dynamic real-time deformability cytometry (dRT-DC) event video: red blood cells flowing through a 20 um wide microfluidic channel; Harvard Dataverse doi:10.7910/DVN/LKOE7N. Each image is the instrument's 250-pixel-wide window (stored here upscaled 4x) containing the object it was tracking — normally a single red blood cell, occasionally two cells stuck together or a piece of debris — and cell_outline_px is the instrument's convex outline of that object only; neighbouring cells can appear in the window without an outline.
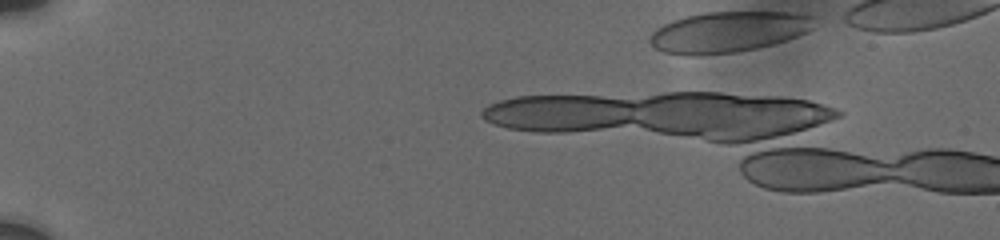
{"species": "human", "species_latin": "Homo sapiens", "temperature_condition": "cold", "stored_images_in_passage": 5, "camera_frame_rate_fps": 3000, "um_per_image_px": 0.085, "donor": {"sex": "male"}, "frame": {"image": 1, "passage_image": 1, "time_ms": 0.0, "image_size_px": [1000, 240], "cell_outline_px": [[812, 28], [808, 32], [772, 44], [756, 48], [736, 52], [692, 56], [664, 52], [656, 48], [648, 40], [652, 32], [656, 28], [672, 20], [684, 16], [704, 12], [788, 12], [812, 16]], "centroid_in_image_um": [61.84, 2.71], "position_along_channel_um": 23.2, "area_um2": 38.84}}
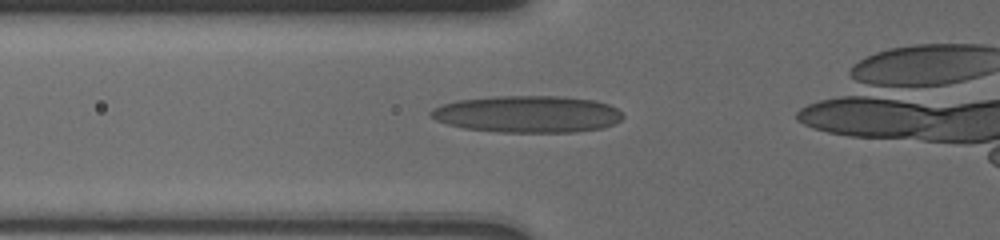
{"frame": {"image": 2, "passage_image": 5, "time_ms": 3.0, "image_size_px": [1000, 240], "cell_outline_px": [[624, 116], [620, 120], [604, 128], [576, 132], [500, 132], [464, 128], [448, 124], [436, 120], [428, 112], [432, 108], [444, 104], [460, 100], [492, 96], [560, 96], [596, 100], [608, 104], [616, 108]], "centroid_in_image_um": [44.86, 9.7], "position_along_channel_um": 80.9, "area_um2": 41.27}}